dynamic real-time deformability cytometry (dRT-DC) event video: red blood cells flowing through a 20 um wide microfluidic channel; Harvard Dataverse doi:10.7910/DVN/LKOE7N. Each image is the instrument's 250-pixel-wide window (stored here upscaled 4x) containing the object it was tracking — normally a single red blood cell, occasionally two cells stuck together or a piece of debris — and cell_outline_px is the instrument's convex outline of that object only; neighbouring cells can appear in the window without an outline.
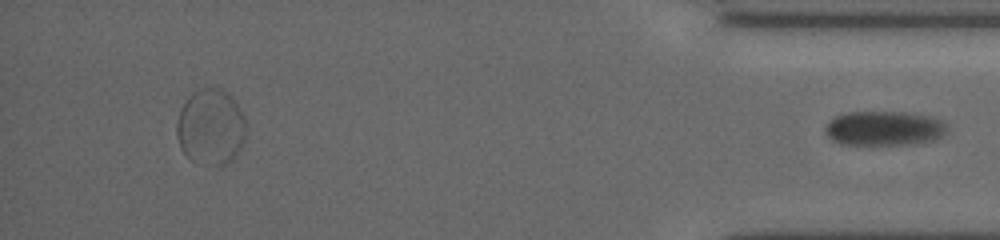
{"species": "common noctule bat (a hibernating species)", "species_latin": "Nyctalus noctula", "temperature_condition": "cold", "stored_images_in_passage": 46, "segment_of_instrument_passage": [2, 2], "camera_frame_rate_fps": 3000, "um_per_image_px": 0.085, "animal": {"sex": "female", "body_mass_g": 19.5, "forearm_length_mm": 54.1}, "frame": {"image": 1, "passage_image": 46, "time_ms": 10.333, "image_size_px": [1000, 240], "cell_outline_px": [[944, 128], [940, 136], [924, 140], [900, 144], [844, 144], [828, 136], [824, 128], [836, 116], [848, 112], [900, 112], [924, 116], [936, 120], [944, 124]], "centroid_in_image_um": [75.01, 10.89], "position_along_channel_um": 360.2, "area_um2": 23.06}}